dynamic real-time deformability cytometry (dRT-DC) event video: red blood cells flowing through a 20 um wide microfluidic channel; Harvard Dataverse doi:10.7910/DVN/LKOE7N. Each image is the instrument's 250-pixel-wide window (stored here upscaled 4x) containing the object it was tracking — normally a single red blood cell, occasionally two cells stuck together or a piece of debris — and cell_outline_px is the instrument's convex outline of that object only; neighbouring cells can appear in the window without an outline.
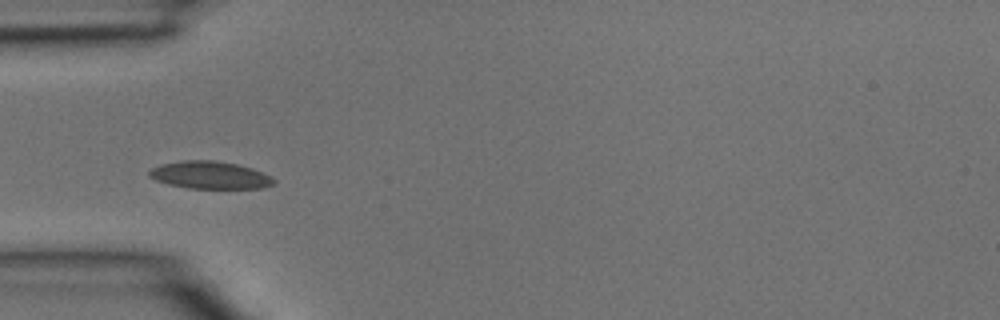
{"species": "common noctule bat (a hibernating species)", "species_latin": "Nyctalus noctula", "temperature_condition": "room temperature", "stored_images_in_passage": 25, "camera_frame_rate_fps": 3000, "um_per_image_px": 0.085, "animal": {"sex": "male", "body_mass_g": 15.6}, "frame": {"image": 1, "passage_image": 4, "time_ms": 1.0, "image_size_px": [1000, 320], "cell_outline_px": [[276, 184], [264, 188], [188, 188], [168, 184], [156, 180], [148, 176], [148, 172], [152, 168], [160, 164], [180, 160], [216, 160], [236, 164], [252, 168], [272, 176], [276, 180]], "centroid_in_image_um": [17.87, 14.88], "position_along_channel_um": 67.1, "area_um2": 20.17}}
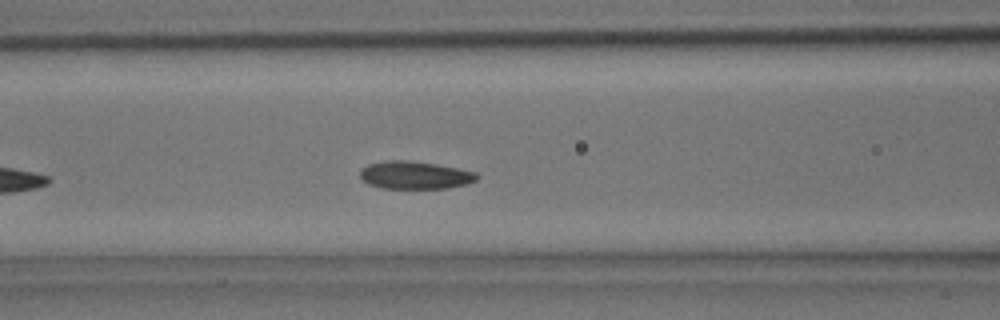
{"frame": {"image": 2, "passage_image": 8, "time_ms": 2.333, "image_size_px": [1000, 320], "cell_outline_px": [[480, 176], [476, 180], [468, 184], [448, 188], [380, 188], [368, 184], [360, 180], [360, 172], [368, 164], [388, 160], [408, 160], [436, 164], [476, 172]], "centroid_in_image_um": [35.27, 14.89], "position_along_channel_um": 131.3, "area_um2": 18.96}}